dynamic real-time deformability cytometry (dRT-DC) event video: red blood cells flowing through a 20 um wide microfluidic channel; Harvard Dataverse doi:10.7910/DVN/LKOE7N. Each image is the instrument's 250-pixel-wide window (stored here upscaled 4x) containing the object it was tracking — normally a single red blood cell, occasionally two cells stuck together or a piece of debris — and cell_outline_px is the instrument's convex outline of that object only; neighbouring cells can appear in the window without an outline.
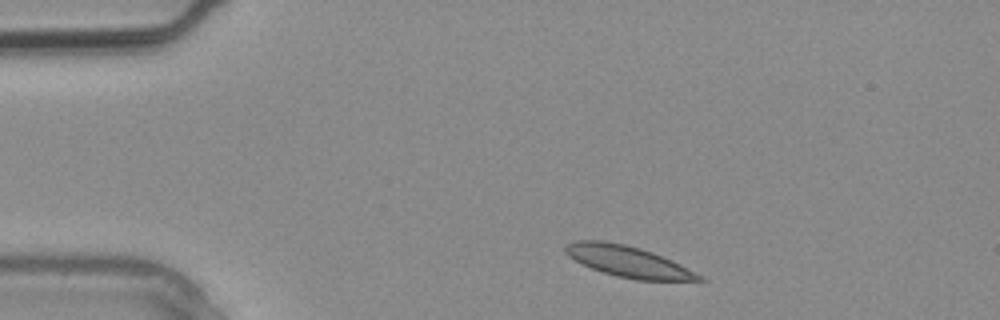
{"species": "common noctule bat (a hibernating species)", "species_latin": "Nyctalus noctula", "temperature_condition": "warm", "stored_images_in_passage": 1, "camera_frame_rate_fps": 3000, "um_per_image_px": 0.085, "animal": {"sex": "male", "body_mass_g": 20.4}, "frame": {"image": 1, "passage_image": 1, "time_ms": 0.0, "image_size_px": [1000, 320], "cell_outline_px": [[708, 280], [636, 280], [616, 276], [592, 268], [568, 256], [564, 252], [564, 248], [568, 244], [576, 240], [604, 240], [624, 244], [640, 248], [652, 252], [672, 260], [704, 276]], "centroid_in_image_um": [53.41, 22.22], "position_along_channel_um": 31.6, "area_um2": 24.04}}